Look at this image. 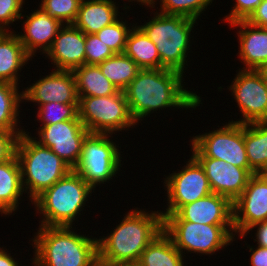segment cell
Segmentation results:
<instances>
[{"instance_id":"cell-3","label":"cell","mask_w":267,"mask_h":266,"mask_svg":"<svg viewBox=\"0 0 267 266\" xmlns=\"http://www.w3.org/2000/svg\"><path fill=\"white\" fill-rule=\"evenodd\" d=\"M34 236V266H99L97 238L68 226H39Z\"/></svg>"},{"instance_id":"cell-21","label":"cell","mask_w":267,"mask_h":266,"mask_svg":"<svg viewBox=\"0 0 267 266\" xmlns=\"http://www.w3.org/2000/svg\"><path fill=\"white\" fill-rule=\"evenodd\" d=\"M117 5L112 0H82L73 25L85 34H96L119 19Z\"/></svg>"},{"instance_id":"cell-15","label":"cell","mask_w":267,"mask_h":266,"mask_svg":"<svg viewBox=\"0 0 267 266\" xmlns=\"http://www.w3.org/2000/svg\"><path fill=\"white\" fill-rule=\"evenodd\" d=\"M202 166L212 193L228 198L232 203L243 193L253 174L252 169H244L223 160L206 156H193Z\"/></svg>"},{"instance_id":"cell-13","label":"cell","mask_w":267,"mask_h":266,"mask_svg":"<svg viewBox=\"0 0 267 266\" xmlns=\"http://www.w3.org/2000/svg\"><path fill=\"white\" fill-rule=\"evenodd\" d=\"M41 126L38 128L37 142L50 148L75 169L81 158L83 141L90 133L82 121L72 119Z\"/></svg>"},{"instance_id":"cell-33","label":"cell","mask_w":267,"mask_h":266,"mask_svg":"<svg viewBox=\"0 0 267 266\" xmlns=\"http://www.w3.org/2000/svg\"><path fill=\"white\" fill-rule=\"evenodd\" d=\"M121 19V21H120ZM127 21L120 17L113 24L102 28L96 33L100 41L106 44L114 54H122L126 46V40L130 32Z\"/></svg>"},{"instance_id":"cell-24","label":"cell","mask_w":267,"mask_h":266,"mask_svg":"<svg viewBox=\"0 0 267 266\" xmlns=\"http://www.w3.org/2000/svg\"><path fill=\"white\" fill-rule=\"evenodd\" d=\"M182 254L162 231L140 255L138 266H186Z\"/></svg>"},{"instance_id":"cell-32","label":"cell","mask_w":267,"mask_h":266,"mask_svg":"<svg viewBox=\"0 0 267 266\" xmlns=\"http://www.w3.org/2000/svg\"><path fill=\"white\" fill-rule=\"evenodd\" d=\"M39 8L63 25L73 24L82 0H41Z\"/></svg>"},{"instance_id":"cell-17","label":"cell","mask_w":267,"mask_h":266,"mask_svg":"<svg viewBox=\"0 0 267 266\" xmlns=\"http://www.w3.org/2000/svg\"><path fill=\"white\" fill-rule=\"evenodd\" d=\"M23 90V100L35 102L38 106L50 102L78 104L76 79L73 71L53 70L46 77Z\"/></svg>"},{"instance_id":"cell-36","label":"cell","mask_w":267,"mask_h":266,"mask_svg":"<svg viewBox=\"0 0 267 266\" xmlns=\"http://www.w3.org/2000/svg\"><path fill=\"white\" fill-rule=\"evenodd\" d=\"M263 0H236L231 12L223 20L228 24L239 20H246Z\"/></svg>"},{"instance_id":"cell-30","label":"cell","mask_w":267,"mask_h":266,"mask_svg":"<svg viewBox=\"0 0 267 266\" xmlns=\"http://www.w3.org/2000/svg\"><path fill=\"white\" fill-rule=\"evenodd\" d=\"M155 0L150 4H146L148 7H155ZM213 0H160L159 8L162 14L166 15H182L195 20L200 19V15L203 11H206L208 5H211Z\"/></svg>"},{"instance_id":"cell-8","label":"cell","mask_w":267,"mask_h":266,"mask_svg":"<svg viewBox=\"0 0 267 266\" xmlns=\"http://www.w3.org/2000/svg\"><path fill=\"white\" fill-rule=\"evenodd\" d=\"M163 231L182 254L190 252L213 255L225 248L224 246L231 245L236 236L234 225H210L190 221H163Z\"/></svg>"},{"instance_id":"cell-11","label":"cell","mask_w":267,"mask_h":266,"mask_svg":"<svg viewBox=\"0 0 267 266\" xmlns=\"http://www.w3.org/2000/svg\"><path fill=\"white\" fill-rule=\"evenodd\" d=\"M176 172L164 179L168 207L166 211H161L162 214H174L183 205L212 193L204 169L192 155L181 171Z\"/></svg>"},{"instance_id":"cell-4","label":"cell","mask_w":267,"mask_h":266,"mask_svg":"<svg viewBox=\"0 0 267 266\" xmlns=\"http://www.w3.org/2000/svg\"><path fill=\"white\" fill-rule=\"evenodd\" d=\"M15 155L20 165L23 189L31 202L72 170L50 148L37 142L36 137L29 136L27 131L18 137Z\"/></svg>"},{"instance_id":"cell-7","label":"cell","mask_w":267,"mask_h":266,"mask_svg":"<svg viewBox=\"0 0 267 266\" xmlns=\"http://www.w3.org/2000/svg\"><path fill=\"white\" fill-rule=\"evenodd\" d=\"M78 117L90 133L115 134L137 125L124 91L98 97H78Z\"/></svg>"},{"instance_id":"cell-38","label":"cell","mask_w":267,"mask_h":266,"mask_svg":"<svg viewBox=\"0 0 267 266\" xmlns=\"http://www.w3.org/2000/svg\"><path fill=\"white\" fill-rule=\"evenodd\" d=\"M245 21L257 27L267 28V0H263Z\"/></svg>"},{"instance_id":"cell-10","label":"cell","mask_w":267,"mask_h":266,"mask_svg":"<svg viewBox=\"0 0 267 266\" xmlns=\"http://www.w3.org/2000/svg\"><path fill=\"white\" fill-rule=\"evenodd\" d=\"M192 156H206L225 161L244 169L249 166L244 143V124L229 121L209 133L193 136Z\"/></svg>"},{"instance_id":"cell-1","label":"cell","mask_w":267,"mask_h":266,"mask_svg":"<svg viewBox=\"0 0 267 266\" xmlns=\"http://www.w3.org/2000/svg\"><path fill=\"white\" fill-rule=\"evenodd\" d=\"M182 73L161 69H140L124 90L131 117L136 123L157 110L166 108H196L201 98L184 89ZM183 80V81H182Z\"/></svg>"},{"instance_id":"cell-31","label":"cell","mask_w":267,"mask_h":266,"mask_svg":"<svg viewBox=\"0 0 267 266\" xmlns=\"http://www.w3.org/2000/svg\"><path fill=\"white\" fill-rule=\"evenodd\" d=\"M36 115L42 125L55 124L60 121L79 119L78 104H63L58 102H50L41 104L38 107Z\"/></svg>"},{"instance_id":"cell-20","label":"cell","mask_w":267,"mask_h":266,"mask_svg":"<svg viewBox=\"0 0 267 266\" xmlns=\"http://www.w3.org/2000/svg\"><path fill=\"white\" fill-rule=\"evenodd\" d=\"M231 28L239 29L238 57L245 67L242 69L258 70L267 62V28L251 25L245 20H239L230 24Z\"/></svg>"},{"instance_id":"cell-5","label":"cell","mask_w":267,"mask_h":266,"mask_svg":"<svg viewBox=\"0 0 267 266\" xmlns=\"http://www.w3.org/2000/svg\"><path fill=\"white\" fill-rule=\"evenodd\" d=\"M93 189L82 177L72 169L62 179L40 194L32 204L42 215L40 226H68L72 227L76 216L81 215L92 196Z\"/></svg>"},{"instance_id":"cell-9","label":"cell","mask_w":267,"mask_h":266,"mask_svg":"<svg viewBox=\"0 0 267 266\" xmlns=\"http://www.w3.org/2000/svg\"><path fill=\"white\" fill-rule=\"evenodd\" d=\"M112 134L89 133L82 144V154L75 171L93 189L116 177L121 167L119 146Z\"/></svg>"},{"instance_id":"cell-12","label":"cell","mask_w":267,"mask_h":266,"mask_svg":"<svg viewBox=\"0 0 267 266\" xmlns=\"http://www.w3.org/2000/svg\"><path fill=\"white\" fill-rule=\"evenodd\" d=\"M229 90L240 108L241 124L267 122V80L258 70L239 68Z\"/></svg>"},{"instance_id":"cell-43","label":"cell","mask_w":267,"mask_h":266,"mask_svg":"<svg viewBox=\"0 0 267 266\" xmlns=\"http://www.w3.org/2000/svg\"><path fill=\"white\" fill-rule=\"evenodd\" d=\"M99 266H138L135 264H99Z\"/></svg>"},{"instance_id":"cell-41","label":"cell","mask_w":267,"mask_h":266,"mask_svg":"<svg viewBox=\"0 0 267 266\" xmlns=\"http://www.w3.org/2000/svg\"><path fill=\"white\" fill-rule=\"evenodd\" d=\"M18 261L11 256V253L5 251L3 248L0 250V266H18Z\"/></svg>"},{"instance_id":"cell-37","label":"cell","mask_w":267,"mask_h":266,"mask_svg":"<svg viewBox=\"0 0 267 266\" xmlns=\"http://www.w3.org/2000/svg\"><path fill=\"white\" fill-rule=\"evenodd\" d=\"M22 133L0 130V164L10 160L15 155L18 137Z\"/></svg>"},{"instance_id":"cell-42","label":"cell","mask_w":267,"mask_h":266,"mask_svg":"<svg viewBox=\"0 0 267 266\" xmlns=\"http://www.w3.org/2000/svg\"><path fill=\"white\" fill-rule=\"evenodd\" d=\"M258 71L267 80V62H265L261 67H259Z\"/></svg>"},{"instance_id":"cell-18","label":"cell","mask_w":267,"mask_h":266,"mask_svg":"<svg viewBox=\"0 0 267 266\" xmlns=\"http://www.w3.org/2000/svg\"><path fill=\"white\" fill-rule=\"evenodd\" d=\"M45 55L55 70L74 71L85 65V33L73 24L63 25Z\"/></svg>"},{"instance_id":"cell-23","label":"cell","mask_w":267,"mask_h":266,"mask_svg":"<svg viewBox=\"0 0 267 266\" xmlns=\"http://www.w3.org/2000/svg\"><path fill=\"white\" fill-rule=\"evenodd\" d=\"M21 170L18 159L14 155L10 160L0 164V212L11 215L17 211L19 200L23 195Z\"/></svg>"},{"instance_id":"cell-27","label":"cell","mask_w":267,"mask_h":266,"mask_svg":"<svg viewBox=\"0 0 267 266\" xmlns=\"http://www.w3.org/2000/svg\"><path fill=\"white\" fill-rule=\"evenodd\" d=\"M78 97L116 94L118 88L102 74L98 65H83L74 71Z\"/></svg>"},{"instance_id":"cell-16","label":"cell","mask_w":267,"mask_h":266,"mask_svg":"<svg viewBox=\"0 0 267 266\" xmlns=\"http://www.w3.org/2000/svg\"><path fill=\"white\" fill-rule=\"evenodd\" d=\"M163 221H190L210 225H234L233 203L226 197L211 193L183 205L174 214H162Z\"/></svg>"},{"instance_id":"cell-40","label":"cell","mask_w":267,"mask_h":266,"mask_svg":"<svg viewBox=\"0 0 267 266\" xmlns=\"http://www.w3.org/2000/svg\"><path fill=\"white\" fill-rule=\"evenodd\" d=\"M249 249L252 253L250 255L251 266H267V248L257 246L255 249L249 246Z\"/></svg>"},{"instance_id":"cell-14","label":"cell","mask_w":267,"mask_h":266,"mask_svg":"<svg viewBox=\"0 0 267 266\" xmlns=\"http://www.w3.org/2000/svg\"><path fill=\"white\" fill-rule=\"evenodd\" d=\"M267 220V173L253 174L243 193L233 202L235 234Z\"/></svg>"},{"instance_id":"cell-26","label":"cell","mask_w":267,"mask_h":266,"mask_svg":"<svg viewBox=\"0 0 267 266\" xmlns=\"http://www.w3.org/2000/svg\"><path fill=\"white\" fill-rule=\"evenodd\" d=\"M134 25L128 34L123 53L129 56L140 69H160V57L156 45L136 26L137 23Z\"/></svg>"},{"instance_id":"cell-28","label":"cell","mask_w":267,"mask_h":266,"mask_svg":"<svg viewBox=\"0 0 267 266\" xmlns=\"http://www.w3.org/2000/svg\"><path fill=\"white\" fill-rule=\"evenodd\" d=\"M18 90V85L0 81V130L25 131L22 128H17L20 122V103L24 101L23 92Z\"/></svg>"},{"instance_id":"cell-34","label":"cell","mask_w":267,"mask_h":266,"mask_svg":"<svg viewBox=\"0 0 267 266\" xmlns=\"http://www.w3.org/2000/svg\"><path fill=\"white\" fill-rule=\"evenodd\" d=\"M113 55V51L96 34H85V64L98 65Z\"/></svg>"},{"instance_id":"cell-25","label":"cell","mask_w":267,"mask_h":266,"mask_svg":"<svg viewBox=\"0 0 267 266\" xmlns=\"http://www.w3.org/2000/svg\"><path fill=\"white\" fill-rule=\"evenodd\" d=\"M244 143L250 168L267 173V122L244 124Z\"/></svg>"},{"instance_id":"cell-2","label":"cell","mask_w":267,"mask_h":266,"mask_svg":"<svg viewBox=\"0 0 267 266\" xmlns=\"http://www.w3.org/2000/svg\"><path fill=\"white\" fill-rule=\"evenodd\" d=\"M129 211L104 238L97 239L99 264H135L145 248L163 231L161 211Z\"/></svg>"},{"instance_id":"cell-22","label":"cell","mask_w":267,"mask_h":266,"mask_svg":"<svg viewBox=\"0 0 267 266\" xmlns=\"http://www.w3.org/2000/svg\"><path fill=\"white\" fill-rule=\"evenodd\" d=\"M32 57L14 31H0V81L19 85V71Z\"/></svg>"},{"instance_id":"cell-39","label":"cell","mask_w":267,"mask_h":266,"mask_svg":"<svg viewBox=\"0 0 267 266\" xmlns=\"http://www.w3.org/2000/svg\"><path fill=\"white\" fill-rule=\"evenodd\" d=\"M258 227V228H257ZM257 228L256 239L254 242H257L259 247L267 248V220L264 222H259L250 226L243 234L240 235V239L248 235L252 229ZM247 234V235H246Z\"/></svg>"},{"instance_id":"cell-29","label":"cell","mask_w":267,"mask_h":266,"mask_svg":"<svg viewBox=\"0 0 267 266\" xmlns=\"http://www.w3.org/2000/svg\"><path fill=\"white\" fill-rule=\"evenodd\" d=\"M98 66L102 74L120 91H124L128 87L140 70L137 64L124 53L114 54Z\"/></svg>"},{"instance_id":"cell-6","label":"cell","mask_w":267,"mask_h":266,"mask_svg":"<svg viewBox=\"0 0 267 266\" xmlns=\"http://www.w3.org/2000/svg\"><path fill=\"white\" fill-rule=\"evenodd\" d=\"M154 16L149 22L138 27L156 45L160 69L185 73L186 58L191 46V31L197 21L182 15H166L157 11Z\"/></svg>"},{"instance_id":"cell-19","label":"cell","mask_w":267,"mask_h":266,"mask_svg":"<svg viewBox=\"0 0 267 266\" xmlns=\"http://www.w3.org/2000/svg\"><path fill=\"white\" fill-rule=\"evenodd\" d=\"M25 16L27 19L23 21L24 34H17L20 42L31 57L35 56L37 50L46 54L63 24L40 8Z\"/></svg>"},{"instance_id":"cell-35","label":"cell","mask_w":267,"mask_h":266,"mask_svg":"<svg viewBox=\"0 0 267 266\" xmlns=\"http://www.w3.org/2000/svg\"><path fill=\"white\" fill-rule=\"evenodd\" d=\"M24 3V0H0V31H8L11 23L22 20Z\"/></svg>"},{"instance_id":"cell-44","label":"cell","mask_w":267,"mask_h":266,"mask_svg":"<svg viewBox=\"0 0 267 266\" xmlns=\"http://www.w3.org/2000/svg\"><path fill=\"white\" fill-rule=\"evenodd\" d=\"M132 1H136L137 3L138 2H140L139 4L141 5L142 4V6L143 5H146V4H150L153 0H129L128 2H132Z\"/></svg>"}]
</instances>
